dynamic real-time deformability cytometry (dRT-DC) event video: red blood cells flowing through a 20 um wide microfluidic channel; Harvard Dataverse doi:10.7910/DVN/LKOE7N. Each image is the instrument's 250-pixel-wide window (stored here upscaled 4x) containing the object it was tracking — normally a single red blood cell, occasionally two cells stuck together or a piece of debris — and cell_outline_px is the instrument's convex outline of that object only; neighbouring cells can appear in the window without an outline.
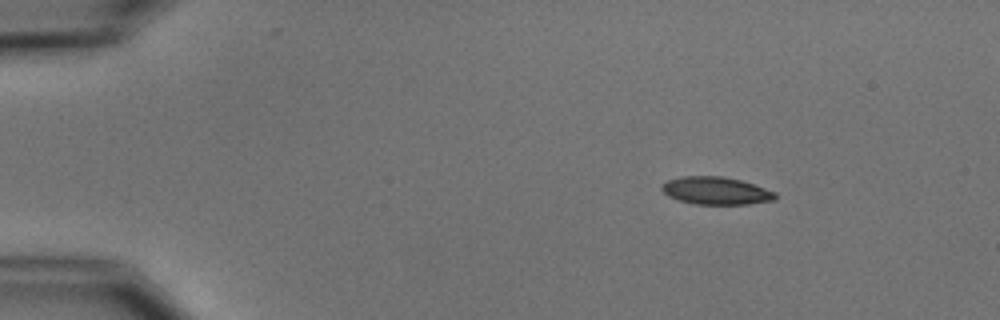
{"species": "common noctule bat (a hibernating species)", "species_latin": "Nyctalus noctula", "temperature_condition": "cold", "stored_images_in_passage": 5, "camera_frame_rate_fps": 3000, "um_per_image_px": 0.085, "animal": {"sex": "male", "body_mass_g": 15.6}, "frame": {"image": 1, "passage_image": 1, "time_ms": 0.0, "image_size_px": [1000, 320], "cell_outline_px": [[776, 200], [748, 204], [696, 204], [680, 200], [668, 196], [660, 188], [660, 184], [668, 180], [680, 176], [720, 176], [740, 180], [776, 192]], "centroid_in_image_um": [60.83, 16.21], "position_along_channel_um": 24.2, "area_um2": 18.21}}
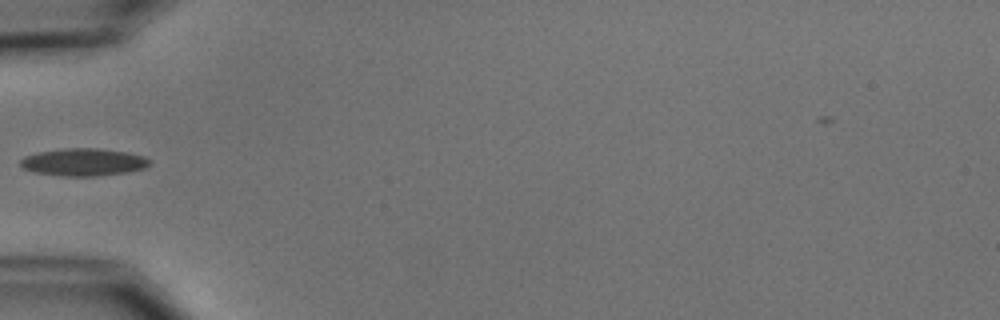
{"frame": {"image": 2, "passage_image": 4, "time_ms": 3.667, "image_size_px": [1000, 320], "cell_outline_px": [[152, 164], [144, 168], [128, 172], [96, 176], [60, 176], [36, 172], [24, 168], [20, 164], [20, 160], [24, 156], [40, 152], [60, 148], [100, 148], [128, 152], [144, 156], [152, 160]], "centroid_in_image_um": [7.15, 13.77], "position_along_channel_um": 77.9, "area_um2": 20.87}}